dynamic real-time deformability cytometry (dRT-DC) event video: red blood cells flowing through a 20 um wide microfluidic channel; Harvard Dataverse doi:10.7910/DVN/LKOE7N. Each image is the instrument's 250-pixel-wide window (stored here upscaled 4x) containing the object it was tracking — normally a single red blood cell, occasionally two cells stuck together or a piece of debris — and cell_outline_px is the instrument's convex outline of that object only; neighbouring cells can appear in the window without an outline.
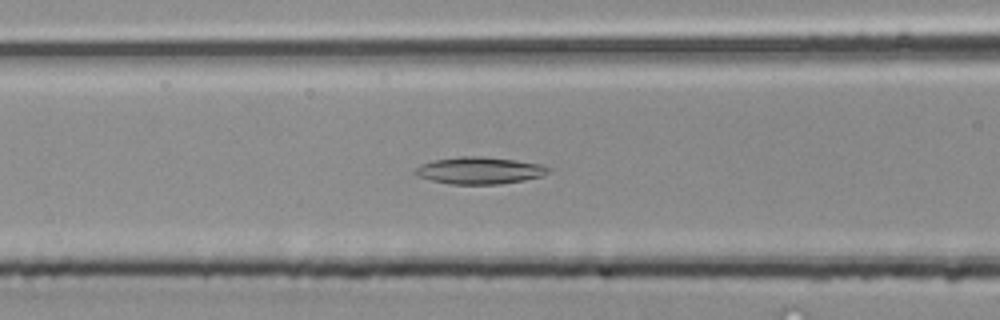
{"species": "common noctule bat (a hibernating species)", "species_latin": "Nyctalus noctula", "temperature_condition": "room temperature", "stored_images_in_passage": 46, "camera_frame_rate_fps": 3000, "um_per_image_px": 0.085, "animal": {"sex": "male", "body_mass_g": 20.4}, "frame": {"image": 1, "passage_image": 18, "time_ms": 5.667, "image_size_px": [1000, 320], "cell_outline_px": [[552, 172], [540, 176], [524, 180], [500, 184], [448, 184], [416, 176], [412, 172], [420, 164], [436, 160], [460, 156], [480, 156], [516, 160], [540, 164], [552, 168]], "centroid_in_image_um": [40.76, 14.49], "position_along_channel_um": 125.8, "area_um2": 21.04}}
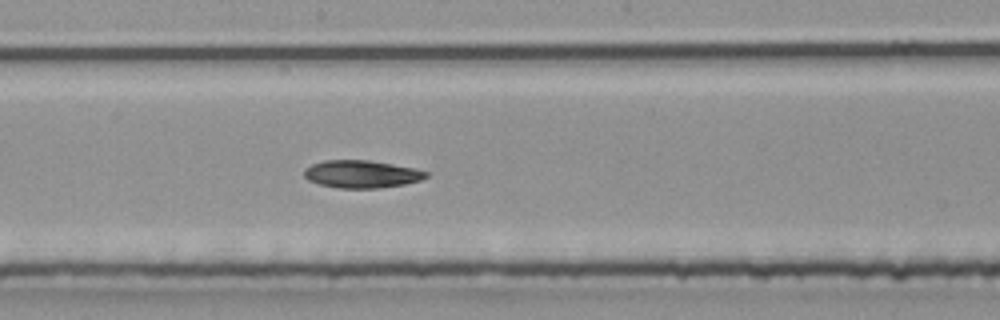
{"frame": {"image": 2, "passage_image": 24, "time_ms": 7.667, "image_size_px": [1000, 320], "cell_outline_px": [[428, 176], [420, 180], [404, 184], [380, 188], [340, 188], [320, 184], [308, 180], [304, 176], [304, 168], [312, 164], [324, 160], [368, 160], [416, 168], [428, 172]], "centroid_in_image_um": [30.73, 14.79], "position_along_channel_um": 217.5, "area_um2": 19.59}}
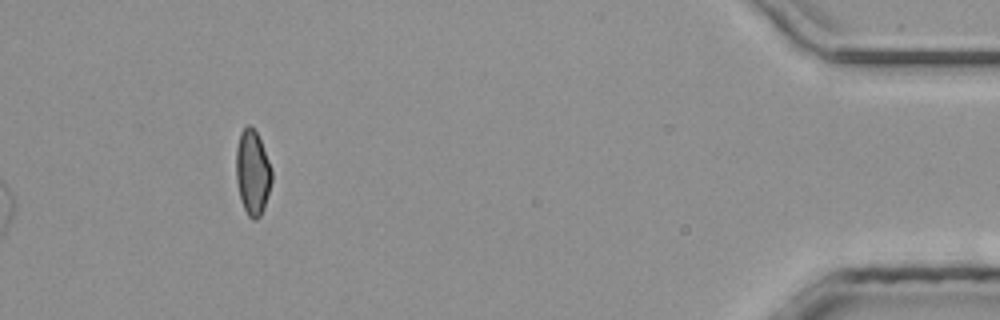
{"frame": {"image": 3, "passage_image": 46, "time_ms": 15.0, "image_size_px": [1000, 320], "cell_outline_px": [[272, 180], [264, 208], [260, 216], [256, 220], [252, 220], [248, 216], [244, 208], [240, 196], [236, 180], [236, 148], [240, 132], [248, 124], [256, 132], [260, 140], [272, 168]], "centroid_in_image_um": [21.47, 14.67], "position_along_channel_um": 413.7, "area_um2": 17.57}}